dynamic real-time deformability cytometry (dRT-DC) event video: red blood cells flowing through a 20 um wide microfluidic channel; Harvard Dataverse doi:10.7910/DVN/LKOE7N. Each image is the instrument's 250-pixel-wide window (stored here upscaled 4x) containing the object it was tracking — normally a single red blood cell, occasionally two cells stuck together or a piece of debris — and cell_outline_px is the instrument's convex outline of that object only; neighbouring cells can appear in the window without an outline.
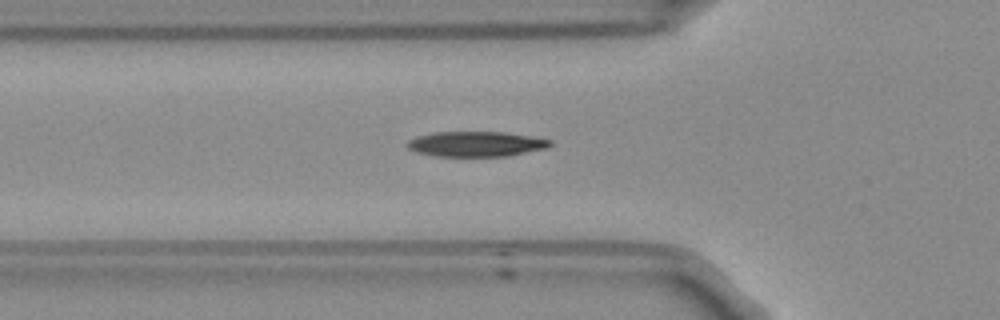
{"species": "Egyptian fruit bat (a non-hibernating species)", "species_latin": "Rousettus aegyptiacus", "temperature_condition": "room temperature", "stored_images_in_passage": 31, "camera_frame_rate_fps": 3000, "um_per_image_px": 0.085, "frame": {"image": 1, "passage_image": 2, "time_ms": 0.333, "image_size_px": [1000, 320], "cell_outline_px": [[552, 144], [544, 148], [504, 156], [436, 156], [416, 152], [408, 148], [404, 144], [408, 140], [416, 136], [436, 132], [504, 132], [552, 140]], "centroid_in_image_um": [40.37, 12.23], "position_along_channel_um": 85.4, "area_um2": 20.69}}
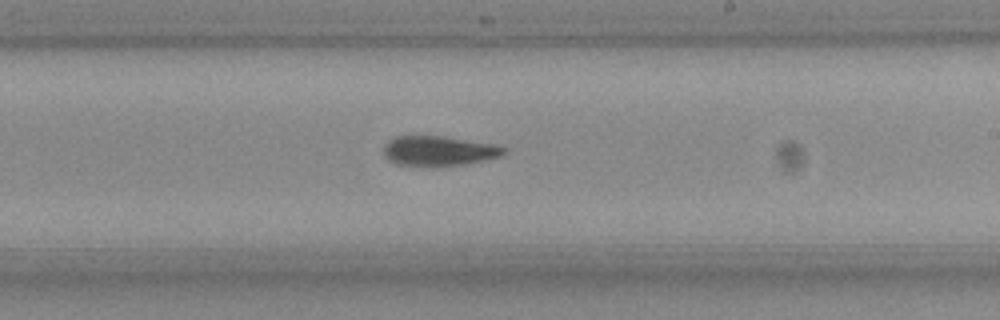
{"frame": {"image": 2, "passage_image": 15, "time_ms": 4.667, "image_size_px": [1000, 320], "cell_outline_px": [[504, 152], [500, 156], [484, 160], [464, 164], [396, 164], [388, 160], [384, 156], [384, 144], [388, 140], [396, 136], [440, 136], [496, 144], [504, 148]], "centroid_in_image_um": [37.26, 12.79], "position_along_channel_um": 251.7, "area_um2": 20.23}}
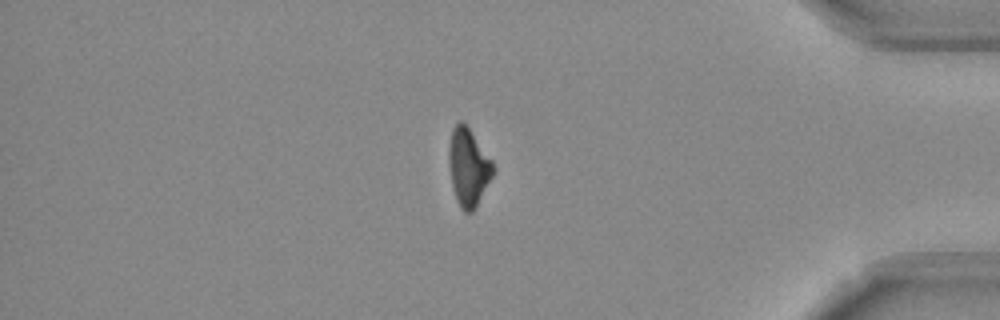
{"frame": {"image": 3, "passage_image": 29, "time_ms": 9.333, "image_size_px": [1000, 320], "cell_outline_px": [[496, 172], [472, 212], [464, 212], [460, 208], [456, 200], [452, 184], [448, 164], [448, 144], [452, 128], [460, 120], [468, 128], [492, 160], [496, 168]], "centroid_in_image_um": [39.81, 14.22], "position_along_channel_um": 395.4, "area_um2": 20.11}}